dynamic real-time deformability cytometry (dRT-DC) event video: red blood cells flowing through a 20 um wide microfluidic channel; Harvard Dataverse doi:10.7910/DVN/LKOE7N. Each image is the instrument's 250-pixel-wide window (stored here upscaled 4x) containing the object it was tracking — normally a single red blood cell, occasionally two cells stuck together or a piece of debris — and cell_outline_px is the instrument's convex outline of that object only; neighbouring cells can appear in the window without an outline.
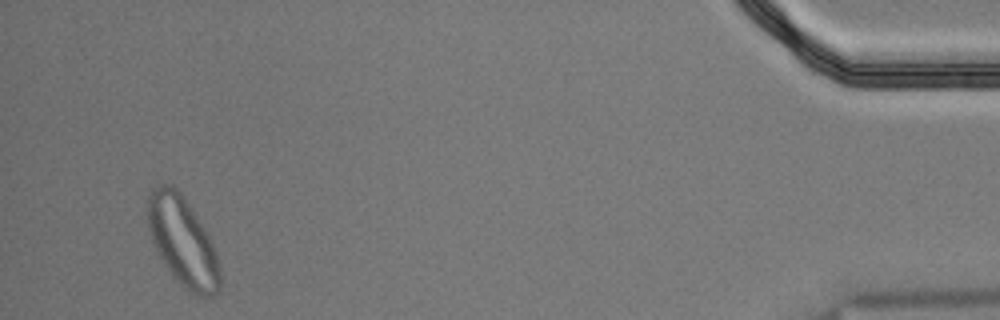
{"species": "Egyptian fruit bat (a non-hibernating species)", "species_latin": "Rousettus aegyptiacus", "temperature_condition": "cold", "stored_images_in_passage": 55, "segment_of_instrument_passage": [2, 2], "camera_frame_rate_fps": 3000, "um_per_image_px": 0.085, "animal": {"sex": "male"}, "frame": {"image": 1, "passage_image": 53, "time_ms": 17.333, "image_size_px": [1000, 320], "cell_outline_px": [[220, 288], [212, 296], [196, 296], [188, 292], [176, 280], [164, 264], [152, 240], [148, 228], [148, 196], [152, 188], [156, 184], [172, 184], [184, 196], [212, 240], [216, 252], [220, 268]], "centroid_in_image_um": [15.53, 20.52], "position_along_channel_um": 419.7, "area_um2": 37.69}}